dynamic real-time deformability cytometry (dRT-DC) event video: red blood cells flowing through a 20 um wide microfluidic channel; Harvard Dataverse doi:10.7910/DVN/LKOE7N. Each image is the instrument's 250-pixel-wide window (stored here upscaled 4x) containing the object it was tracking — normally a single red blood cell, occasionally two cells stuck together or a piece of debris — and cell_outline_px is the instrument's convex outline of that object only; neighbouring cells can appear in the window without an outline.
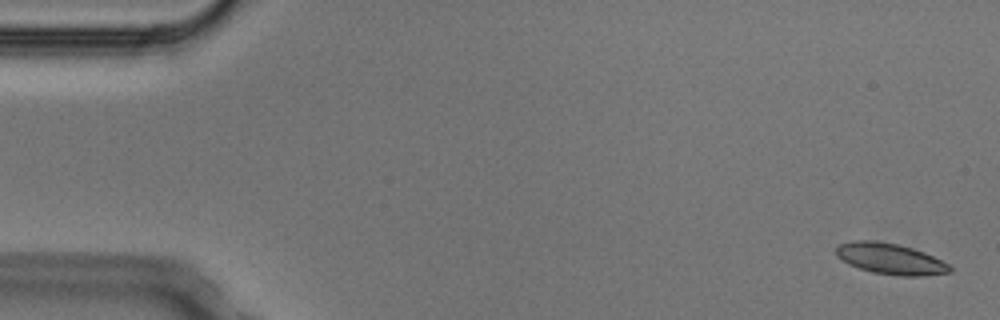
{"species": "Egyptian fruit bat (a non-hibernating species)", "species_latin": "Rousettus aegyptiacus", "temperature_condition": "cold", "stored_images_in_passage": 5, "segment_of_instrument_passage": [1, 2], "camera_frame_rate_fps": 3000, "um_per_image_px": 0.085, "animal": {"sex": "male"}, "frame": {"image": 1, "passage_image": 1, "time_ms": 0.0, "image_size_px": [1000, 320], "cell_outline_px": [[952, 272], [924, 276], [900, 276], [872, 272], [848, 264], [836, 256], [836, 248], [840, 244], [852, 240], [876, 240], [896, 244], [912, 248], [924, 252], [948, 264], [952, 268]], "centroid_in_image_um": [75.67, 22.0], "position_along_channel_um": 9.3, "area_um2": 20.52}}
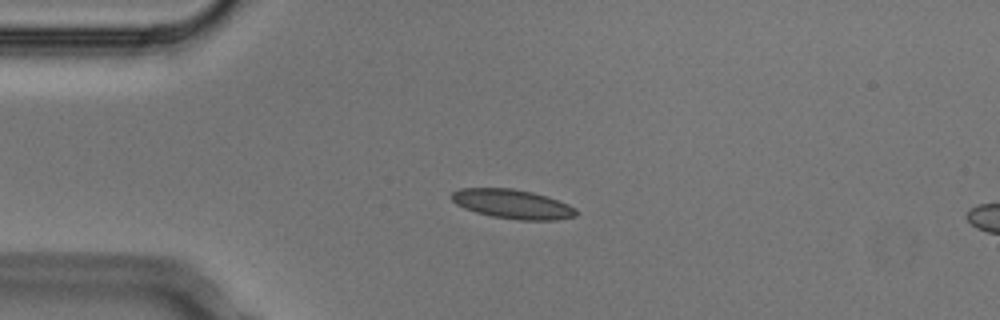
{"frame": {"image": 2, "passage_image": 4, "time_ms": 1.0, "image_size_px": [1000, 320], "cell_outline_px": [[576, 216], [556, 220], [520, 220], [492, 216], [476, 212], [464, 208], [456, 204], [452, 200], [452, 192], [460, 188], [512, 188], [532, 192], [548, 196], [568, 204], [576, 208]], "centroid_in_image_um": [43.57, 17.34], "position_along_channel_um": 41.4, "area_um2": 21.21}}